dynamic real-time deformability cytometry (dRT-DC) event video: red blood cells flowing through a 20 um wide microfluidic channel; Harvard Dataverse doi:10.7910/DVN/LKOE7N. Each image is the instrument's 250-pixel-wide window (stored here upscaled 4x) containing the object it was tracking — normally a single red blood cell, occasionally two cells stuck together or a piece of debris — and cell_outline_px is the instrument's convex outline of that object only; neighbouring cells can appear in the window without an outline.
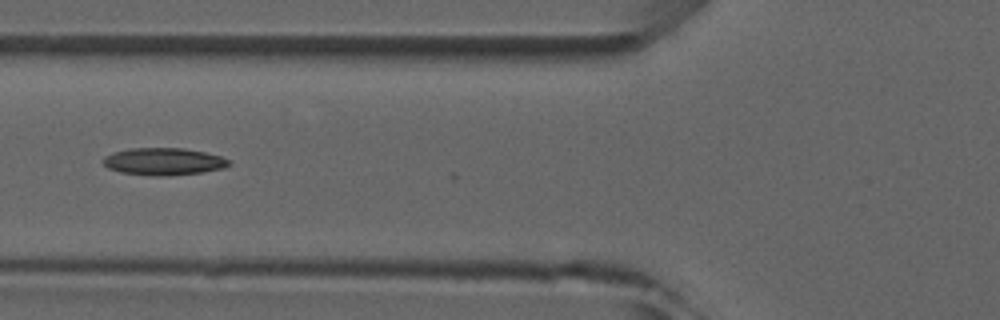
{"species": "common noctule bat (a hibernating species)", "species_latin": "Nyctalus noctula", "temperature_condition": "room temperature", "stored_images_in_passage": 7, "camera_frame_rate_fps": 3000, "um_per_image_px": 0.085, "animal": {"sex": "male", "forearm_length_mm": 52.5}, "frame": {"image": 1, "passage_image": 6, "time_ms": 6.0, "image_size_px": [1000, 320], "cell_outline_px": [[232, 164], [224, 168], [200, 172], [164, 176], [160, 176], [120, 172], [108, 168], [100, 160], [104, 156], [112, 152], [128, 148], [184, 148], [204, 152], [220, 156], [228, 160]], "centroid_in_image_um": [13.86, 13.71], "position_along_channel_um": 111.9, "area_um2": 19.94}}